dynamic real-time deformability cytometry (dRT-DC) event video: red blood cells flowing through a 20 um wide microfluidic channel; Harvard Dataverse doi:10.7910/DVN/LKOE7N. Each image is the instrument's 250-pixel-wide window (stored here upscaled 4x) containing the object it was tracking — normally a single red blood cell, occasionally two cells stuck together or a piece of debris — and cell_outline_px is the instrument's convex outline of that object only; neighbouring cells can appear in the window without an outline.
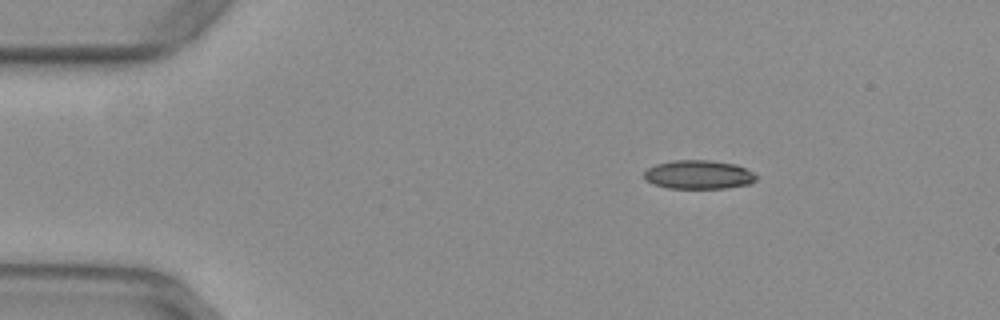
{"species": "common noctule bat (a hibernating species)", "species_latin": "Nyctalus noctula", "temperature_condition": "warm", "stored_images_in_passage": 45, "camera_frame_rate_fps": 3000, "um_per_image_px": 0.085, "animal": {"sex": "female", "body_mass_g": 29.2, "forearm_length_mm": 56.3}, "frame": {"image": 1, "passage_image": 1, "time_ms": 0.0, "image_size_px": [1000, 320], "cell_outline_px": [[756, 180], [748, 184], [728, 188], [668, 188], [652, 184], [644, 180], [644, 172], [648, 168], [656, 164], [676, 160], [708, 160], [736, 164], [752, 172], [756, 176]], "centroid_in_image_um": [59.35, 14.85], "position_along_channel_um": 25.7, "area_um2": 18.79}}
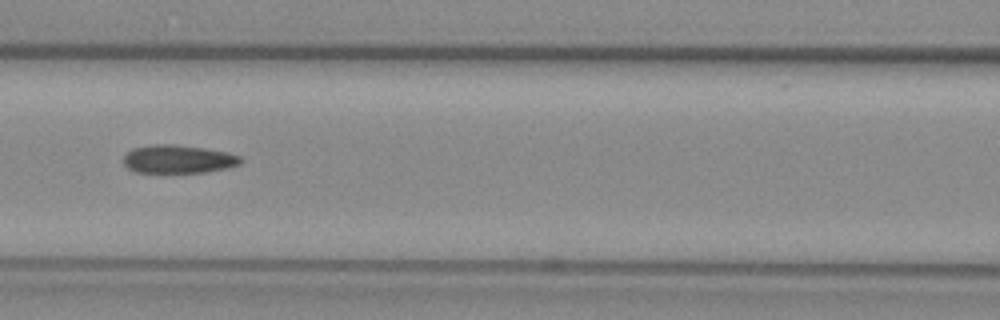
{"frame": {"image": 2, "passage_image": 16, "time_ms": 5.0, "image_size_px": [1000, 320], "cell_outline_px": [[244, 160], [240, 164], [228, 168], [204, 172], [136, 172], [128, 168], [124, 164], [124, 156], [132, 148], [156, 144], [172, 144], [204, 148], [228, 152], [240, 156]], "centroid_in_image_um": [15.18, 13.52], "position_along_channel_um": 151.4, "area_um2": 19.25}}
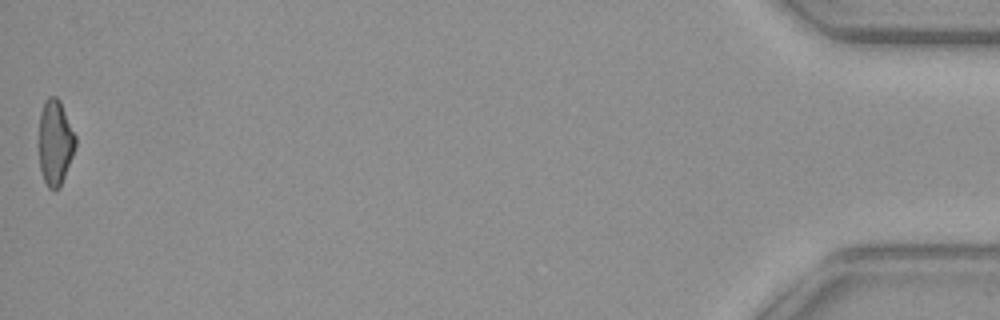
{"frame": {"image": 3, "passage_image": 45, "time_ms": 14.667, "image_size_px": [1000, 320], "cell_outline_px": [[76, 144], [72, 156], [60, 188], [48, 188], [44, 180], [40, 168], [40, 112], [44, 100], [48, 96], [56, 96], [60, 100], [76, 136]], "centroid_in_image_um": [4.7, 12.07], "position_along_channel_um": 430.5, "area_um2": 17.98}, "authors_computed_cell_mechanics": {"area_um2": 19.363, "velocity_mm_per_s": 3.9511, "shape_relaxation_time_tau1_ms": null, "shape_relaxation_time_tau2_ms": 2.4331, "deformation_change_tau1": null, "deformation_change_tau2": 0.1005}}